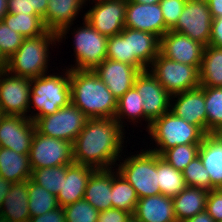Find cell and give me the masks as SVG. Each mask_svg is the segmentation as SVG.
<instances>
[{"label": "cell", "instance_id": "cell-25", "mask_svg": "<svg viewBox=\"0 0 222 222\" xmlns=\"http://www.w3.org/2000/svg\"><path fill=\"white\" fill-rule=\"evenodd\" d=\"M112 168L95 169L88 181L84 199L99 212L112 208Z\"/></svg>", "mask_w": 222, "mask_h": 222}, {"label": "cell", "instance_id": "cell-32", "mask_svg": "<svg viewBox=\"0 0 222 222\" xmlns=\"http://www.w3.org/2000/svg\"><path fill=\"white\" fill-rule=\"evenodd\" d=\"M157 173L160 194L173 198L187 187L182 172L176 170L158 154Z\"/></svg>", "mask_w": 222, "mask_h": 222}, {"label": "cell", "instance_id": "cell-11", "mask_svg": "<svg viewBox=\"0 0 222 222\" xmlns=\"http://www.w3.org/2000/svg\"><path fill=\"white\" fill-rule=\"evenodd\" d=\"M212 19L207 2L187 0L183 12L170 30L206 47L210 42Z\"/></svg>", "mask_w": 222, "mask_h": 222}, {"label": "cell", "instance_id": "cell-1", "mask_svg": "<svg viewBox=\"0 0 222 222\" xmlns=\"http://www.w3.org/2000/svg\"><path fill=\"white\" fill-rule=\"evenodd\" d=\"M124 132L115 118L88 119L72 143L74 163L95 169L114 168L124 147Z\"/></svg>", "mask_w": 222, "mask_h": 222}, {"label": "cell", "instance_id": "cell-7", "mask_svg": "<svg viewBox=\"0 0 222 222\" xmlns=\"http://www.w3.org/2000/svg\"><path fill=\"white\" fill-rule=\"evenodd\" d=\"M199 68L173 61L159 53L148 70L172 96L200 86Z\"/></svg>", "mask_w": 222, "mask_h": 222}, {"label": "cell", "instance_id": "cell-21", "mask_svg": "<svg viewBox=\"0 0 222 222\" xmlns=\"http://www.w3.org/2000/svg\"><path fill=\"white\" fill-rule=\"evenodd\" d=\"M94 170L92 166L77 163H72L66 168V178H63L62 189L56 196L60 207L84 199L89 178Z\"/></svg>", "mask_w": 222, "mask_h": 222}, {"label": "cell", "instance_id": "cell-47", "mask_svg": "<svg viewBox=\"0 0 222 222\" xmlns=\"http://www.w3.org/2000/svg\"><path fill=\"white\" fill-rule=\"evenodd\" d=\"M209 45L214 47H222V17L212 19Z\"/></svg>", "mask_w": 222, "mask_h": 222}, {"label": "cell", "instance_id": "cell-23", "mask_svg": "<svg viewBox=\"0 0 222 222\" xmlns=\"http://www.w3.org/2000/svg\"><path fill=\"white\" fill-rule=\"evenodd\" d=\"M198 156L210 175L211 190L222 188V134H205Z\"/></svg>", "mask_w": 222, "mask_h": 222}, {"label": "cell", "instance_id": "cell-22", "mask_svg": "<svg viewBox=\"0 0 222 222\" xmlns=\"http://www.w3.org/2000/svg\"><path fill=\"white\" fill-rule=\"evenodd\" d=\"M131 65L146 71L160 53V38L153 33L129 28Z\"/></svg>", "mask_w": 222, "mask_h": 222}, {"label": "cell", "instance_id": "cell-15", "mask_svg": "<svg viewBox=\"0 0 222 222\" xmlns=\"http://www.w3.org/2000/svg\"><path fill=\"white\" fill-rule=\"evenodd\" d=\"M33 120L20 115H2L0 119V147L18 154H29L35 134Z\"/></svg>", "mask_w": 222, "mask_h": 222}, {"label": "cell", "instance_id": "cell-5", "mask_svg": "<svg viewBox=\"0 0 222 222\" xmlns=\"http://www.w3.org/2000/svg\"><path fill=\"white\" fill-rule=\"evenodd\" d=\"M148 134L156 147L148 150L162 155L167 149L183 144H201L205 134L195 125L175 116L171 111L155 119Z\"/></svg>", "mask_w": 222, "mask_h": 222}, {"label": "cell", "instance_id": "cell-16", "mask_svg": "<svg viewBox=\"0 0 222 222\" xmlns=\"http://www.w3.org/2000/svg\"><path fill=\"white\" fill-rule=\"evenodd\" d=\"M177 98L176 100H174ZM170 111L207 134V112L203 86L171 96ZM172 101L174 103H172Z\"/></svg>", "mask_w": 222, "mask_h": 222}, {"label": "cell", "instance_id": "cell-50", "mask_svg": "<svg viewBox=\"0 0 222 222\" xmlns=\"http://www.w3.org/2000/svg\"><path fill=\"white\" fill-rule=\"evenodd\" d=\"M11 185V182L7 181L4 177L0 175V207L5 199V196L9 192V188Z\"/></svg>", "mask_w": 222, "mask_h": 222}, {"label": "cell", "instance_id": "cell-8", "mask_svg": "<svg viewBox=\"0 0 222 222\" xmlns=\"http://www.w3.org/2000/svg\"><path fill=\"white\" fill-rule=\"evenodd\" d=\"M88 119L77 106L70 103L54 114L38 118L34 123L40 134L73 143Z\"/></svg>", "mask_w": 222, "mask_h": 222}, {"label": "cell", "instance_id": "cell-36", "mask_svg": "<svg viewBox=\"0 0 222 222\" xmlns=\"http://www.w3.org/2000/svg\"><path fill=\"white\" fill-rule=\"evenodd\" d=\"M69 165L34 169L31 173V180L42 186L50 193L57 196L62 189L63 178H66V168Z\"/></svg>", "mask_w": 222, "mask_h": 222}, {"label": "cell", "instance_id": "cell-54", "mask_svg": "<svg viewBox=\"0 0 222 222\" xmlns=\"http://www.w3.org/2000/svg\"><path fill=\"white\" fill-rule=\"evenodd\" d=\"M126 222H140V221L137 220L133 215H131Z\"/></svg>", "mask_w": 222, "mask_h": 222}, {"label": "cell", "instance_id": "cell-35", "mask_svg": "<svg viewBox=\"0 0 222 222\" xmlns=\"http://www.w3.org/2000/svg\"><path fill=\"white\" fill-rule=\"evenodd\" d=\"M207 112V134L222 132V87H203Z\"/></svg>", "mask_w": 222, "mask_h": 222}, {"label": "cell", "instance_id": "cell-26", "mask_svg": "<svg viewBox=\"0 0 222 222\" xmlns=\"http://www.w3.org/2000/svg\"><path fill=\"white\" fill-rule=\"evenodd\" d=\"M27 181L12 183L0 207V214L11 222H29Z\"/></svg>", "mask_w": 222, "mask_h": 222}, {"label": "cell", "instance_id": "cell-27", "mask_svg": "<svg viewBox=\"0 0 222 222\" xmlns=\"http://www.w3.org/2000/svg\"><path fill=\"white\" fill-rule=\"evenodd\" d=\"M208 193V190L187 186L177 196H174L172 200L177 222H184L206 210Z\"/></svg>", "mask_w": 222, "mask_h": 222}, {"label": "cell", "instance_id": "cell-52", "mask_svg": "<svg viewBox=\"0 0 222 222\" xmlns=\"http://www.w3.org/2000/svg\"><path fill=\"white\" fill-rule=\"evenodd\" d=\"M7 12V0H0V21H2Z\"/></svg>", "mask_w": 222, "mask_h": 222}, {"label": "cell", "instance_id": "cell-30", "mask_svg": "<svg viewBox=\"0 0 222 222\" xmlns=\"http://www.w3.org/2000/svg\"><path fill=\"white\" fill-rule=\"evenodd\" d=\"M143 101L141 96L138 94L137 90L132 87L124 93V95L117 100V110L115 113V120L119 123L121 127H125L123 124V119H129V122L135 124L138 123L139 119L148 122L146 126L147 130L151 126V121L144 115ZM126 116V117H125ZM132 120V121H131ZM137 120V121H136Z\"/></svg>", "mask_w": 222, "mask_h": 222}, {"label": "cell", "instance_id": "cell-51", "mask_svg": "<svg viewBox=\"0 0 222 222\" xmlns=\"http://www.w3.org/2000/svg\"><path fill=\"white\" fill-rule=\"evenodd\" d=\"M8 69V60L0 51V73L6 72Z\"/></svg>", "mask_w": 222, "mask_h": 222}, {"label": "cell", "instance_id": "cell-53", "mask_svg": "<svg viewBox=\"0 0 222 222\" xmlns=\"http://www.w3.org/2000/svg\"><path fill=\"white\" fill-rule=\"evenodd\" d=\"M132 1L140 4H155V3H160L161 0H132Z\"/></svg>", "mask_w": 222, "mask_h": 222}, {"label": "cell", "instance_id": "cell-55", "mask_svg": "<svg viewBox=\"0 0 222 222\" xmlns=\"http://www.w3.org/2000/svg\"><path fill=\"white\" fill-rule=\"evenodd\" d=\"M0 222H11L9 219L3 217L1 214H0Z\"/></svg>", "mask_w": 222, "mask_h": 222}, {"label": "cell", "instance_id": "cell-10", "mask_svg": "<svg viewBox=\"0 0 222 222\" xmlns=\"http://www.w3.org/2000/svg\"><path fill=\"white\" fill-rule=\"evenodd\" d=\"M31 170L71 165L73 160L72 143L40 134L35 130L29 151Z\"/></svg>", "mask_w": 222, "mask_h": 222}, {"label": "cell", "instance_id": "cell-48", "mask_svg": "<svg viewBox=\"0 0 222 222\" xmlns=\"http://www.w3.org/2000/svg\"><path fill=\"white\" fill-rule=\"evenodd\" d=\"M207 4L213 19L222 17V0H208Z\"/></svg>", "mask_w": 222, "mask_h": 222}, {"label": "cell", "instance_id": "cell-14", "mask_svg": "<svg viewBox=\"0 0 222 222\" xmlns=\"http://www.w3.org/2000/svg\"><path fill=\"white\" fill-rule=\"evenodd\" d=\"M133 87L143 101L144 115L151 122L170 111L171 95L149 70L140 72Z\"/></svg>", "mask_w": 222, "mask_h": 222}, {"label": "cell", "instance_id": "cell-12", "mask_svg": "<svg viewBox=\"0 0 222 222\" xmlns=\"http://www.w3.org/2000/svg\"><path fill=\"white\" fill-rule=\"evenodd\" d=\"M92 1L95 5L84 14L83 19L106 37L118 35L125 28L127 0Z\"/></svg>", "mask_w": 222, "mask_h": 222}, {"label": "cell", "instance_id": "cell-9", "mask_svg": "<svg viewBox=\"0 0 222 222\" xmlns=\"http://www.w3.org/2000/svg\"><path fill=\"white\" fill-rule=\"evenodd\" d=\"M74 33L75 66L69 69L94 70L107 54L108 37L100 34L85 19Z\"/></svg>", "mask_w": 222, "mask_h": 222}, {"label": "cell", "instance_id": "cell-44", "mask_svg": "<svg viewBox=\"0 0 222 222\" xmlns=\"http://www.w3.org/2000/svg\"><path fill=\"white\" fill-rule=\"evenodd\" d=\"M206 211L215 222H222V188L209 191L206 200Z\"/></svg>", "mask_w": 222, "mask_h": 222}, {"label": "cell", "instance_id": "cell-38", "mask_svg": "<svg viewBox=\"0 0 222 222\" xmlns=\"http://www.w3.org/2000/svg\"><path fill=\"white\" fill-rule=\"evenodd\" d=\"M106 58L131 65L129 28L125 27L118 35L108 37Z\"/></svg>", "mask_w": 222, "mask_h": 222}, {"label": "cell", "instance_id": "cell-3", "mask_svg": "<svg viewBox=\"0 0 222 222\" xmlns=\"http://www.w3.org/2000/svg\"><path fill=\"white\" fill-rule=\"evenodd\" d=\"M47 74L31 79L28 113L33 111V107L38 112H32L28 118L34 122L40 117L54 114L71 103L70 69L68 68L64 75Z\"/></svg>", "mask_w": 222, "mask_h": 222}, {"label": "cell", "instance_id": "cell-29", "mask_svg": "<svg viewBox=\"0 0 222 222\" xmlns=\"http://www.w3.org/2000/svg\"><path fill=\"white\" fill-rule=\"evenodd\" d=\"M199 76L200 86L222 87V47H204Z\"/></svg>", "mask_w": 222, "mask_h": 222}, {"label": "cell", "instance_id": "cell-2", "mask_svg": "<svg viewBox=\"0 0 222 222\" xmlns=\"http://www.w3.org/2000/svg\"><path fill=\"white\" fill-rule=\"evenodd\" d=\"M71 103L89 119L115 118L117 100L93 70L70 69Z\"/></svg>", "mask_w": 222, "mask_h": 222}, {"label": "cell", "instance_id": "cell-43", "mask_svg": "<svg viewBox=\"0 0 222 222\" xmlns=\"http://www.w3.org/2000/svg\"><path fill=\"white\" fill-rule=\"evenodd\" d=\"M187 0H161L159 5L162 10L165 25L171 29L184 10Z\"/></svg>", "mask_w": 222, "mask_h": 222}, {"label": "cell", "instance_id": "cell-24", "mask_svg": "<svg viewBox=\"0 0 222 222\" xmlns=\"http://www.w3.org/2000/svg\"><path fill=\"white\" fill-rule=\"evenodd\" d=\"M133 216L140 222H177L172 197L163 194L138 199Z\"/></svg>", "mask_w": 222, "mask_h": 222}, {"label": "cell", "instance_id": "cell-56", "mask_svg": "<svg viewBox=\"0 0 222 222\" xmlns=\"http://www.w3.org/2000/svg\"><path fill=\"white\" fill-rule=\"evenodd\" d=\"M194 1L207 2L208 0H194Z\"/></svg>", "mask_w": 222, "mask_h": 222}, {"label": "cell", "instance_id": "cell-31", "mask_svg": "<svg viewBox=\"0 0 222 222\" xmlns=\"http://www.w3.org/2000/svg\"><path fill=\"white\" fill-rule=\"evenodd\" d=\"M114 170H112V208H117L133 215L138 202L135 189L118 171L113 172Z\"/></svg>", "mask_w": 222, "mask_h": 222}, {"label": "cell", "instance_id": "cell-33", "mask_svg": "<svg viewBox=\"0 0 222 222\" xmlns=\"http://www.w3.org/2000/svg\"><path fill=\"white\" fill-rule=\"evenodd\" d=\"M2 21L24 38H34L44 34L47 29L38 14H13L7 12Z\"/></svg>", "mask_w": 222, "mask_h": 222}, {"label": "cell", "instance_id": "cell-19", "mask_svg": "<svg viewBox=\"0 0 222 222\" xmlns=\"http://www.w3.org/2000/svg\"><path fill=\"white\" fill-rule=\"evenodd\" d=\"M204 46L188 36L169 30L160 38V53L168 59L200 66Z\"/></svg>", "mask_w": 222, "mask_h": 222}, {"label": "cell", "instance_id": "cell-34", "mask_svg": "<svg viewBox=\"0 0 222 222\" xmlns=\"http://www.w3.org/2000/svg\"><path fill=\"white\" fill-rule=\"evenodd\" d=\"M27 188L29 194L28 208L30 217L43 215L48 211L60 207L54 194L36 184L31 179L27 180Z\"/></svg>", "mask_w": 222, "mask_h": 222}, {"label": "cell", "instance_id": "cell-41", "mask_svg": "<svg viewBox=\"0 0 222 222\" xmlns=\"http://www.w3.org/2000/svg\"><path fill=\"white\" fill-rule=\"evenodd\" d=\"M49 0H7L8 12L13 14L46 15Z\"/></svg>", "mask_w": 222, "mask_h": 222}, {"label": "cell", "instance_id": "cell-39", "mask_svg": "<svg viewBox=\"0 0 222 222\" xmlns=\"http://www.w3.org/2000/svg\"><path fill=\"white\" fill-rule=\"evenodd\" d=\"M186 186L211 190L208 171L203 166L199 156H196L182 171Z\"/></svg>", "mask_w": 222, "mask_h": 222}, {"label": "cell", "instance_id": "cell-18", "mask_svg": "<svg viewBox=\"0 0 222 222\" xmlns=\"http://www.w3.org/2000/svg\"><path fill=\"white\" fill-rule=\"evenodd\" d=\"M125 27L153 33L161 38L170 29L165 25L159 3L140 4L127 0Z\"/></svg>", "mask_w": 222, "mask_h": 222}, {"label": "cell", "instance_id": "cell-37", "mask_svg": "<svg viewBox=\"0 0 222 222\" xmlns=\"http://www.w3.org/2000/svg\"><path fill=\"white\" fill-rule=\"evenodd\" d=\"M200 144H183L167 149L161 157L178 171H183L186 166L198 156Z\"/></svg>", "mask_w": 222, "mask_h": 222}, {"label": "cell", "instance_id": "cell-42", "mask_svg": "<svg viewBox=\"0 0 222 222\" xmlns=\"http://www.w3.org/2000/svg\"><path fill=\"white\" fill-rule=\"evenodd\" d=\"M24 37L0 21V51L8 60L22 45Z\"/></svg>", "mask_w": 222, "mask_h": 222}, {"label": "cell", "instance_id": "cell-49", "mask_svg": "<svg viewBox=\"0 0 222 222\" xmlns=\"http://www.w3.org/2000/svg\"><path fill=\"white\" fill-rule=\"evenodd\" d=\"M184 222H215V221L209 215V213L206 210H204L203 212L196 214L195 216L185 220Z\"/></svg>", "mask_w": 222, "mask_h": 222}, {"label": "cell", "instance_id": "cell-17", "mask_svg": "<svg viewBox=\"0 0 222 222\" xmlns=\"http://www.w3.org/2000/svg\"><path fill=\"white\" fill-rule=\"evenodd\" d=\"M93 71L105 83L116 100L134 86L141 72L140 69L128 63L108 58L104 59Z\"/></svg>", "mask_w": 222, "mask_h": 222}, {"label": "cell", "instance_id": "cell-40", "mask_svg": "<svg viewBox=\"0 0 222 222\" xmlns=\"http://www.w3.org/2000/svg\"><path fill=\"white\" fill-rule=\"evenodd\" d=\"M66 222H97L99 211L85 199L63 207Z\"/></svg>", "mask_w": 222, "mask_h": 222}, {"label": "cell", "instance_id": "cell-13", "mask_svg": "<svg viewBox=\"0 0 222 222\" xmlns=\"http://www.w3.org/2000/svg\"><path fill=\"white\" fill-rule=\"evenodd\" d=\"M30 92L31 79L12 75L8 71L0 73V112L28 118Z\"/></svg>", "mask_w": 222, "mask_h": 222}, {"label": "cell", "instance_id": "cell-45", "mask_svg": "<svg viewBox=\"0 0 222 222\" xmlns=\"http://www.w3.org/2000/svg\"><path fill=\"white\" fill-rule=\"evenodd\" d=\"M131 214L117 208L99 212L97 222H126Z\"/></svg>", "mask_w": 222, "mask_h": 222}, {"label": "cell", "instance_id": "cell-20", "mask_svg": "<svg viewBox=\"0 0 222 222\" xmlns=\"http://www.w3.org/2000/svg\"><path fill=\"white\" fill-rule=\"evenodd\" d=\"M86 0H49L46 15L42 18L47 31L57 33L58 44L67 35L74 19Z\"/></svg>", "mask_w": 222, "mask_h": 222}, {"label": "cell", "instance_id": "cell-6", "mask_svg": "<svg viewBox=\"0 0 222 222\" xmlns=\"http://www.w3.org/2000/svg\"><path fill=\"white\" fill-rule=\"evenodd\" d=\"M116 170L135 189L138 199L160 194L157 173V153L141 150L120 162Z\"/></svg>", "mask_w": 222, "mask_h": 222}, {"label": "cell", "instance_id": "cell-46", "mask_svg": "<svg viewBox=\"0 0 222 222\" xmlns=\"http://www.w3.org/2000/svg\"><path fill=\"white\" fill-rule=\"evenodd\" d=\"M29 222H66V218L63 207H58L43 215L30 217Z\"/></svg>", "mask_w": 222, "mask_h": 222}, {"label": "cell", "instance_id": "cell-28", "mask_svg": "<svg viewBox=\"0 0 222 222\" xmlns=\"http://www.w3.org/2000/svg\"><path fill=\"white\" fill-rule=\"evenodd\" d=\"M29 154H18L12 149L0 147V175L11 183L31 178Z\"/></svg>", "mask_w": 222, "mask_h": 222}, {"label": "cell", "instance_id": "cell-4", "mask_svg": "<svg viewBox=\"0 0 222 222\" xmlns=\"http://www.w3.org/2000/svg\"><path fill=\"white\" fill-rule=\"evenodd\" d=\"M58 41L57 33L46 31L44 34L25 38L18 50L8 59L7 71L18 77L33 79L47 73L50 44Z\"/></svg>", "mask_w": 222, "mask_h": 222}]
</instances>
